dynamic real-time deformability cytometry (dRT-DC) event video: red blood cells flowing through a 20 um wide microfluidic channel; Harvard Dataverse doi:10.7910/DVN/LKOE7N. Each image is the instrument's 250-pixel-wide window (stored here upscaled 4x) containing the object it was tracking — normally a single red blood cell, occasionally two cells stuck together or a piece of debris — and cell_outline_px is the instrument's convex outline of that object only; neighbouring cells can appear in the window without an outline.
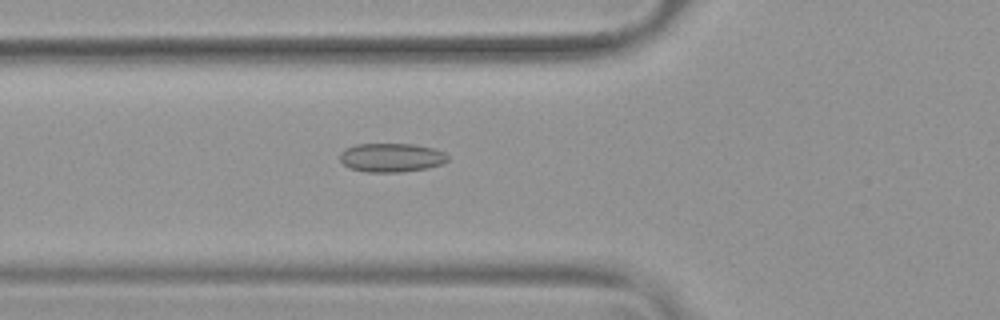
{"species": "common noctule bat (a hibernating species)", "species_latin": "Nyctalus noctula", "temperature_condition": "warm", "stored_images_in_passage": 54, "camera_frame_rate_fps": 3000, "um_per_image_px": 0.085, "animal": {"sex": "female", "body_mass_g": 19.9}, "frame": {"image": 1, "passage_image": 20, "time_ms": 6.333, "image_size_px": [1000, 320], "cell_outline_px": [[448, 160], [444, 164], [428, 168], [400, 172], [364, 172], [348, 168], [340, 160], [340, 152], [344, 148], [356, 144], [412, 144], [436, 148], [444, 152], [448, 156]], "centroid_in_image_um": [33.27, 13.39], "position_along_channel_um": 92.5, "area_um2": 18.44}}
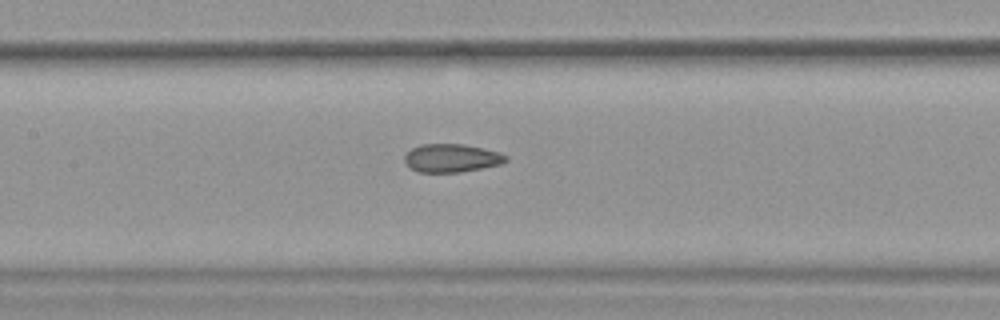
{"frame": {"image": 2, "passage_image": 26, "time_ms": 8.333, "image_size_px": [1000, 320], "cell_outline_px": [[508, 160], [500, 164], [460, 172], [420, 172], [404, 164], [404, 156], [412, 148], [420, 144], [464, 144], [484, 148], [500, 152], [508, 156]], "centroid_in_image_um": [38.38, 13.42], "position_along_channel_um": 169.0, "area_um2": 16.7}}
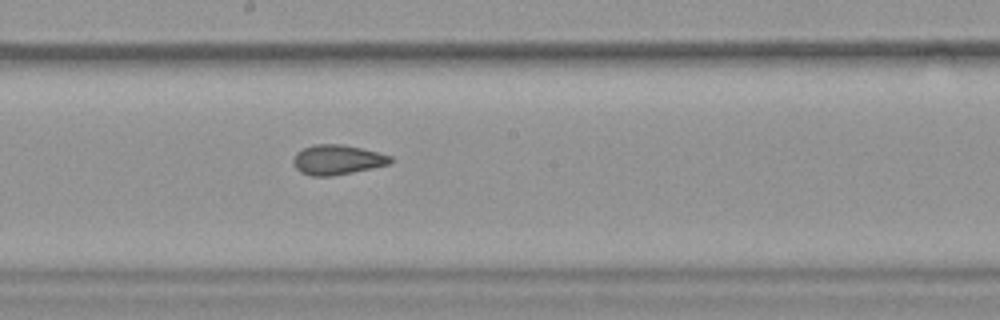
{"frame": {"image": 3, "passage_image": 30, "time_ms": 9.667, "image_size_px": [1000, 320], "cell_outline_px": [[396, 160], [392, 164], [332, 176], [312, 176], [300, 172], [292, 164], [292, 160], [296, 152], [312, 144], [340, 144], [360, 148], [392, 156]], "centroid_in_image_um": [28.67, 13.58], "position_along_channel_um": 219.5, "area_um2": 17.05}, "authors_computed_cell_mechanics": {"area_um2": 18.1781, "velocity_mm_per_s": 3.8071, "shape_relaxation_time_tau1_ms": null, "shape_relaxation_time_tau2_ms": 1.4758, "deformation_change_tau1": null, "deformation_change_tau2": 0.0769}}